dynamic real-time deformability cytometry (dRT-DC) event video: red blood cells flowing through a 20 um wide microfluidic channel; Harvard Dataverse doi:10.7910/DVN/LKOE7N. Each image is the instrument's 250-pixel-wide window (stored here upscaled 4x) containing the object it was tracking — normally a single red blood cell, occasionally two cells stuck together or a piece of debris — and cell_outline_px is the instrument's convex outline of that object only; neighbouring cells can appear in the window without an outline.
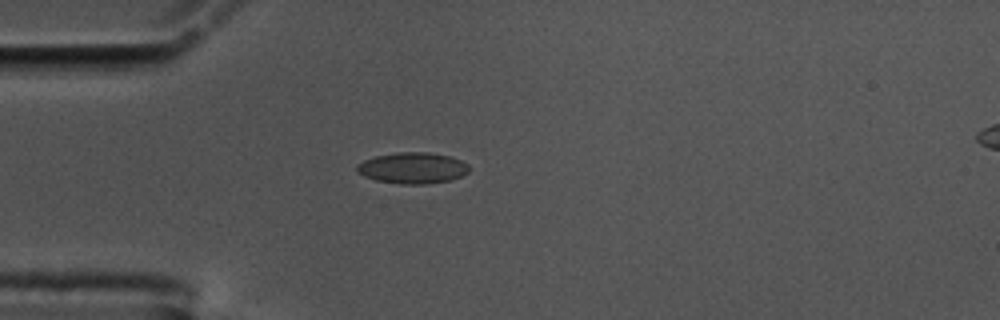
{"species": "common noctule bat (a hibernating species)", "species_latin": "Nyctalus noctula", "temperature_condition": "cold", "stored_images_in_passage": 56, "camera_frame_rate_fps": 3000, "um_per_image_px": 0.085, "animal": {"sex": "male", "body_mass_g": 17.5, "forearm_length_mm": 52.3}, "frame": {"image": 1, "passage_image": 15, "time_ms": 4.667, "image_size_px": [1000, 320], "cell_outline_px": [[468, 172], [452, 180], [424, 184], [400, 184], [376, 180], [364, 176], [356, 172], [356, 164], [364, 160], [376, 156], [396, 152], [428, 152], [448, 156], [460, 160], [468, 164]], "centroid_in_image_um": [35.04, 14.28], "position_along_channel_um": 50.0, "area_um2": 20.35}}
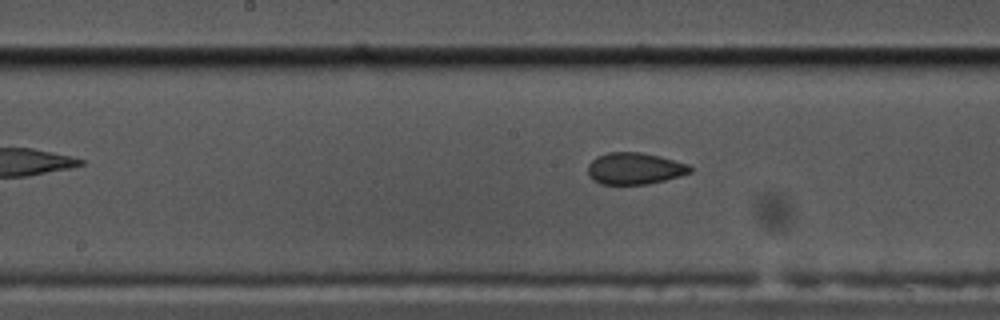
{"frame": {"image": 2, "passage_image": 28, "time_ms": 9.0, "image_size_px": [1000, 320], "cell_outline_px": [[692, 172], [680, 176], [648, 184], [600, 184], [592, 180], [588, 176], [588, 164], [596, 156], [608, 152], [640, 152], [660, 156], [688, 164], [692, 168]], "centroid_in_image_um": [53.92, 14.32], "position_along_channel_um": 194.3, "area_um2": 19.02}}
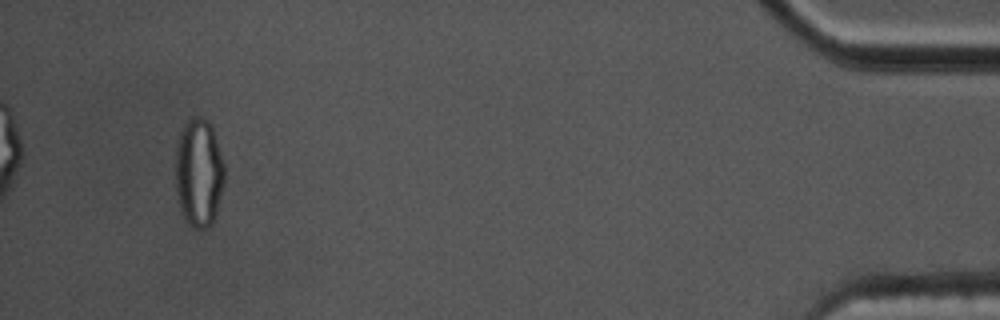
{"frame": {"image": 3, "passage_image": 53, "time_ms": 17.333, "image_size_px": [1000, 320], "cell_outline_px": [[224, 180], [216, 212], [212, 220], [204, 228], [192, 228], [188, 224], [180, 208], [176, 192], [176, 144], [180, 128], [192, 116], [200, 116], [208, 120], [212, 124], [224, 164]], "centroid_in_image_um": [16.88, 14.6], "position_along_channel_um": 418.3, "area_um2": 31.04}, "authors_computed_cell_mechanics": {"area_um2": 19.4786, "velocity_mm_per_s": 3.5695, "shape_relaxation_time_tau1_ms": null, "shape_relaxation_time_tau2_ms": 1.2691, "deformation_change_tau1": null, "deformation_change_tau2": 0.0592}}